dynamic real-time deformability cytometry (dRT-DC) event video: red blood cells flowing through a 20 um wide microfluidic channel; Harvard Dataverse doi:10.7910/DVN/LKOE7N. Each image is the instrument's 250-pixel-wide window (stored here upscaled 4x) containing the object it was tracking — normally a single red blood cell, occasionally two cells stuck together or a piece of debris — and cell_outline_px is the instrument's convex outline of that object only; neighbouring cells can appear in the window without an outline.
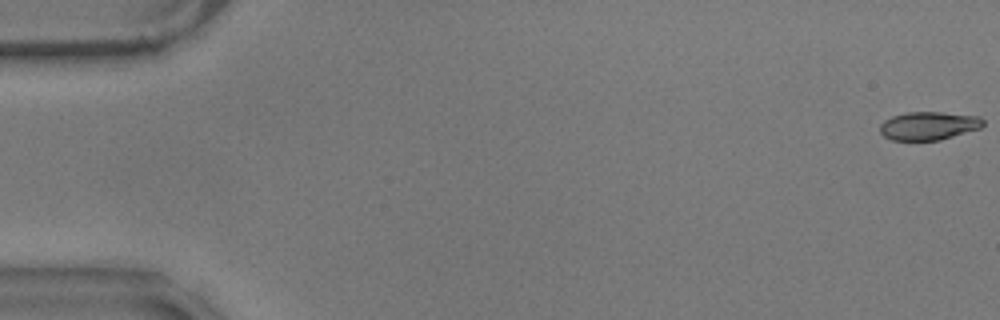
{"species": "common noctule bat (a hibernating species)", "species_latin": "Nyctalus noctula", "temperature_condition": "warm", "stored_images_in_passage": 12, "camera_frame_rate_fps": 3000, "um_per_image_px": 0.085, "animal": {"sex": "male", "body_mass_g": 17.9}, "frame": {"image": 1, "passage_image": 1, "time_ms": 0.0, "image_size_px": [1000, 320], "cell_outline_px": [[984, 124], [980, 128], [940, 140], [892, 140], [884, 136], [880, 132], [880, 124], [884, 120], [892, 116], [908, 112], [940, 112], [980, 116], [984, 120]], "centroid_in_image_um": [78.93, 10.68], "position_along_channel_um": 6.1, "area_um2": 16.99}}